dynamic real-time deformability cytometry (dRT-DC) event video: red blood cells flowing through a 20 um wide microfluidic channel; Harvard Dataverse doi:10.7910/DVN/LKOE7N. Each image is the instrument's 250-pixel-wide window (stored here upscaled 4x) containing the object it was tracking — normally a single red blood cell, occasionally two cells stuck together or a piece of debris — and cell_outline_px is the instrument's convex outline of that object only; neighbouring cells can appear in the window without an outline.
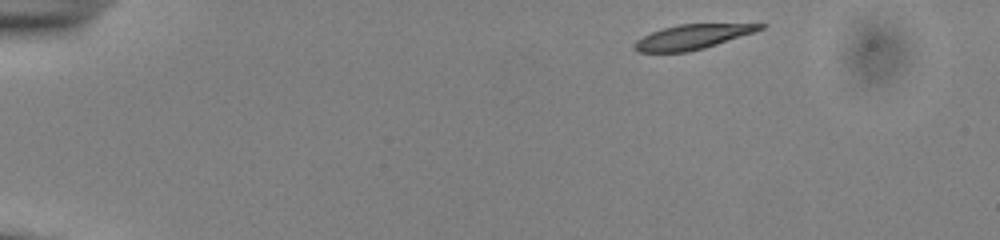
{"species": "common noctule bat (a hibernating species)", "species_latin": "Nyctalus noctula", "temperature_condition": "cold", "stored_images_in_passage": 47, "camera_frame_rate_fps": 3000, "um_per_image_px": 0.085, "animal": {"sex": "male", "body_mass_g": 13.0, "forearm_length_mm": 53.1}, "frame": {"image": 1, "passage_image": 1, "time_ms": 0.0, "image_size_px": [1000, 240], "cell_outline_px": [[768, 24], [764, 28], [756, 32], [704, 48], [688, 52], [636, 52], [632, 48], [632, 44], [636, 40], [652, 32], [664, 28], [680, 24]], "centroid_in_image_um": [58.84, 3.14], "position_along_channel_um": 26.2, "area_um2": 18.03}}
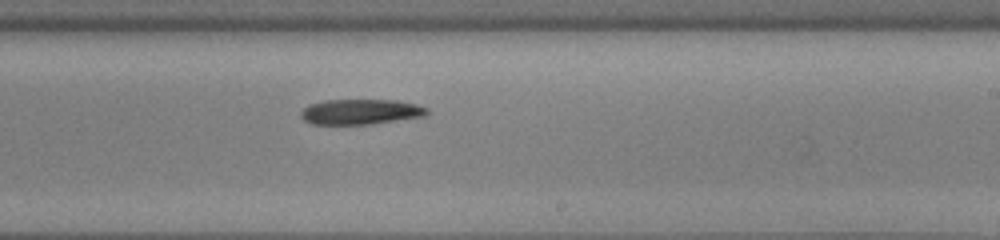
{"frame": {"image": 2, "passage_image": 27, "time_ms": 8.667, "image_size_px": [1000, 240], "cell_outline_px": [[428, 112], [424, 116], [372, 124], [312, 124], [304, 120], [300, 116], [300, 112], [308, 104], [324, 100], [396, 100], [416, 104], [428, 108]], "centroid_in_image_um": [30.63, 9.5], "position_along_channel_um": 258.4, "area_um2": 18.61}}
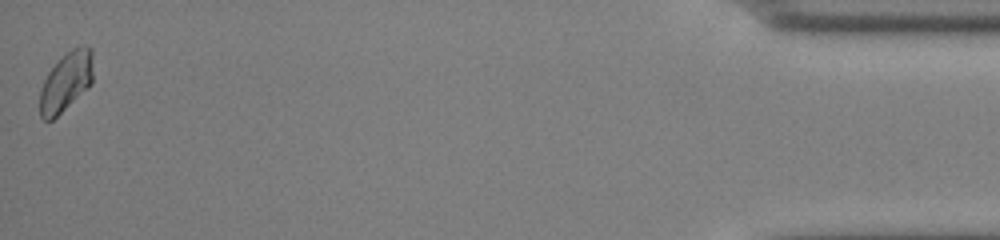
{"frame": {"image": 3, "passage_image": 47, "time_ms": 15.333, "image_size_px": [1000, 240], "cell_outline_px": [[92, 84], [88, 88], [52, 120], [44, 120], [40, 116], [40, 88], [48, 72], [64, 52], [76, 44], [88, 44], [92, 48]], "centroid_in_image_um": [5.63, 6.87], "position_along_channel_um": 429.6, "area_um2": 18.79}}